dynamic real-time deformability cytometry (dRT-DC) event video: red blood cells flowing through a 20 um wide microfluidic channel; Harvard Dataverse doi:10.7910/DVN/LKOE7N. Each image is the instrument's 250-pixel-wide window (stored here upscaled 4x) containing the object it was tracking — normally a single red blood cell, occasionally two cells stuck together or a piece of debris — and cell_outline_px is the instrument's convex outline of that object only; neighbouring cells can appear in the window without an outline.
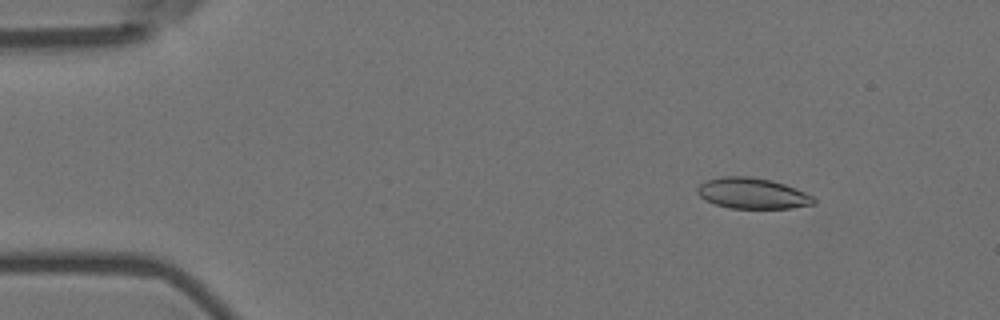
{"species": "Egyptian fruit bat (a non-hibernating species)", "species_latin": "Rousettus aegyptiacus", "temperature_condition": "room temperature", "stored_images_in_passage": 56, "camera_frame_rate_fps": 3000, "um_per_image_px": 0.085, "animal": {"sex": "female"}, "frame": {"image": 1, "passage_image": 7, "time_ms": 2.0, "image_size_px": [1000, 320], "cell_outline_px": [[816, 204], [792, 208], [732, 208], [716, 204], [700, 196], [696, 192], [696, 188], [700, 184], [708, 180], [720, 176], [748, 176], [772, 180], [796, 188], [812, 196], [816, 200]], "centroid_in_image_um": [63.98, 16.43], "position_along_channel_um": 21.0, "area_um2": 20.81}}
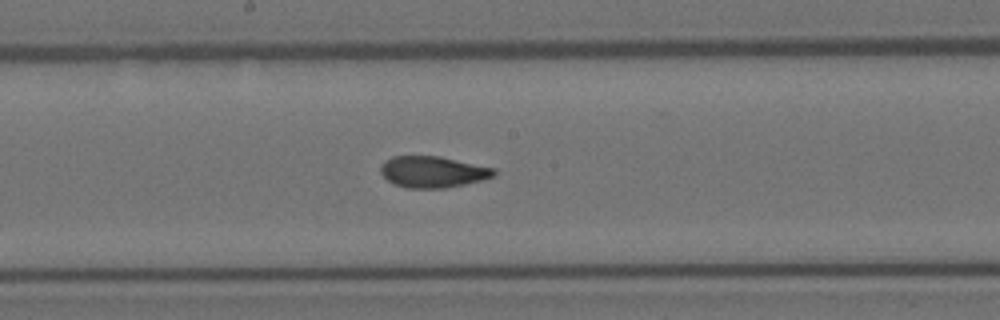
{"frame": {"image": 2, "passage_image": 30, "time_ms": 9.667, "image_size_px": [1000, 320], "cell_outline_px": [[496, 176], [484, 180], [444, 188], [408, 188], [396, 184], [388, 180], [380, 172], [380, 168], [392, 156], [440, 156], [496, 168]], "centroid_in_image_um": [36.86, 14.61], "position_along_channel_um": 211.3, "area_um2": 20.63}}
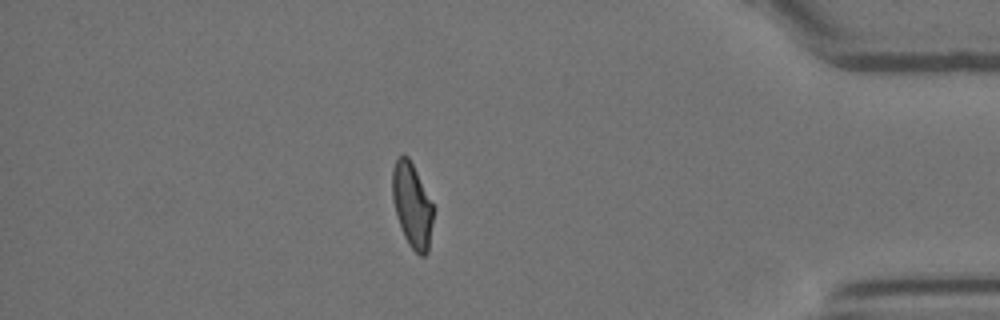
{"frame": {"image": 3, "passage_image": 49, "time_ms": 16.0, "image_size_px": [1000, 320], "cell_outline_px": [[432, 224], [428, 252], [424, 256], [420, 256], [408, 244], [400, 228], [396, 216], [392, 200], [392, 168], [396, 156], [408, 156], [432, 204]], "centroid_in_image_um": [34.98, 17.46], "position_along_channel_um": 400.2, "area_um2": 19.94}, "authors_computed_cell_mechanics": {"area_um2": 21.0103, "velocity_mm_per_s": 3.5844, "shape_relaxation_time_tau1_ms": 8.4363, "shape_relaxation_time_tau2_ms": 1.8747, "deformation_change_tau1": 0.2075, "deformation_change_tau2": 0.0719}}